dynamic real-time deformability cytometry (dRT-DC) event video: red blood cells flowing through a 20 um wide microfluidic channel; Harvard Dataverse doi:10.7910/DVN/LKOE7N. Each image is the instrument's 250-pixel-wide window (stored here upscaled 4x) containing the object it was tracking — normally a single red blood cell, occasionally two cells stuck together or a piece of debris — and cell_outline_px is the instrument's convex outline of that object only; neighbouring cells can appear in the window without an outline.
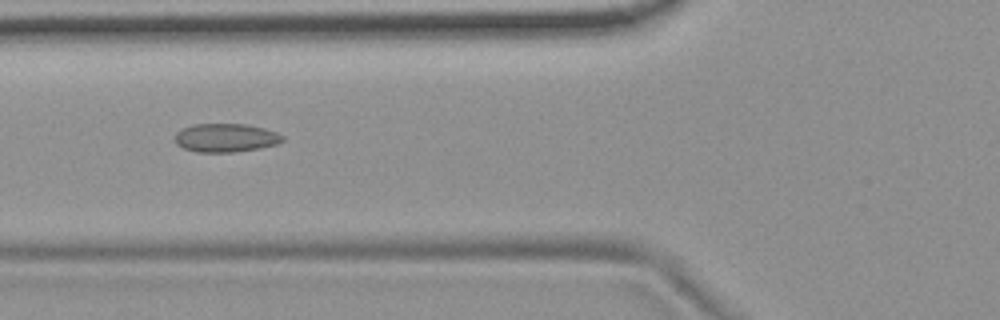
{"species": "common noctule bat (a hibernating species)", "species_latin": "Nyctalus noctula", "temperature_condition": "room temperature", "stored_images_in_passage": 42, "camera_frame_rate_fps": 3000, "um_per_image_px": 0.085, "animal": {"sex": "female", "body_mass_g": 19.9}, "frame": {"image": 1, "passage_image": 8, "time_ms": 2.333, "image_size_px": [1000, 320], "cell_outline_px": [[284, 140], [276, 144], [260, 148], [232, 152], [196, 152], [184, 148], [176, 144], [176, 132], [192, 124], [248, 124], [264, 128], [276, 132], [284, 136]], "centroid_in_image_um": [19.2, 11.71], "position_along_channel_um": 106.6, "area_um2": 17.86}}
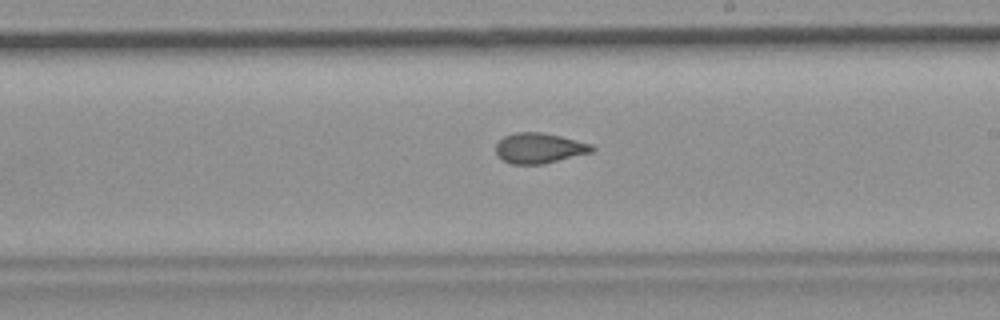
{"frame": {"image": 2, "passage_image": 19, "time_ms": 6.0, "image_size_px": [1000, 320], "cell_outline_px": [[596, 148], [592, 152], [544, 164], [512, 164], [504, 160], [496, 152], [496, 144], [504, 136], [516, 132], [540, 132], [560, 136], [592, 144]], "centroid_in_image_um": [45.86, 12.59], "position_along_channel_um": 243.1, "area_um2": 16.88}}
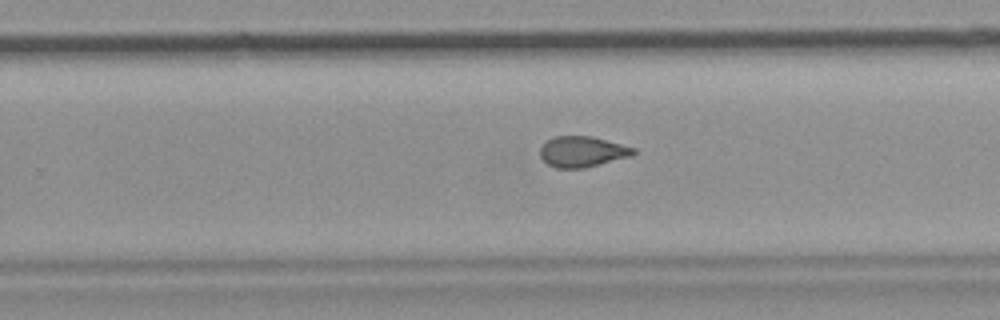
{"frame": {"image": 3, "passage_image": 22, "time_ms": 7.0, "image_size_px": [1000, 320], "cell_outline_px": [[636, 152], [632, 156], [584, 168], [556, 168], [548, 164], [540, 156], [540, 148], [548, 140], [556, 136], [592, 136], [636, 148]], "centroid_in_image_um": [49.52, 12.89], "position_along_channel_um": 280.3, "area_um2": 16.65}, "authors_computed_cell_mechanics": {"area_um2": 17.2533, "velocity_mm_per_s": 3.7397, "shape_relaxation_time_tau1_ms": null, "shape_relaxation_time_tau2_ms": 1.6409, "deformation_change_tau1": null, "deformation_change_tau2": 0.0655}}